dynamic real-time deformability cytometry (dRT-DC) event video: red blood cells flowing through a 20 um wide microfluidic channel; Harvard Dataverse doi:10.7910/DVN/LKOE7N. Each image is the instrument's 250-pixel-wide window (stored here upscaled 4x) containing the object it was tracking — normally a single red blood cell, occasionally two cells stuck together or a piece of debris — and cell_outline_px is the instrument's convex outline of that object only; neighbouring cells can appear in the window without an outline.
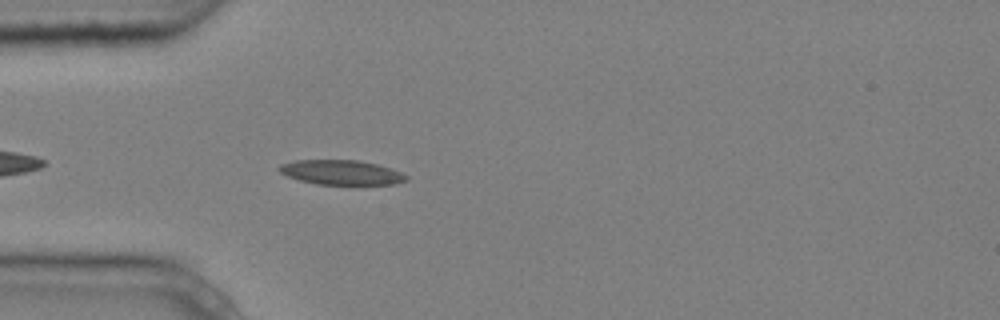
{"species": "common noctule bat (a hibernating species)", "species_latin": "Nyctalus noctula", "temperature_condition": "cold", "stored_images_in_passage": 3, "camera_frame_rate_fps": 3000, "um_per_image_px": 0.085, "animal": {"sex": "male", "body_mass_g": 20.4}, "frame": {"image": 1, "passage_image": 3, "time_ms": 0.667, "image_size_px": [1000, 320], "cell_outline_px": [[408, 180], [396, 184], [316, 184], [300, 180], [288, 176], [280, 172], [276, 168], [280, 164], [296, 160], [360, 160], [376, 164], [400, 172], [408, 176]], "centroid_in_image_um": [28.99, 14.65], "position_along_channel_um": 56.0, "area_um2": 18.15}}